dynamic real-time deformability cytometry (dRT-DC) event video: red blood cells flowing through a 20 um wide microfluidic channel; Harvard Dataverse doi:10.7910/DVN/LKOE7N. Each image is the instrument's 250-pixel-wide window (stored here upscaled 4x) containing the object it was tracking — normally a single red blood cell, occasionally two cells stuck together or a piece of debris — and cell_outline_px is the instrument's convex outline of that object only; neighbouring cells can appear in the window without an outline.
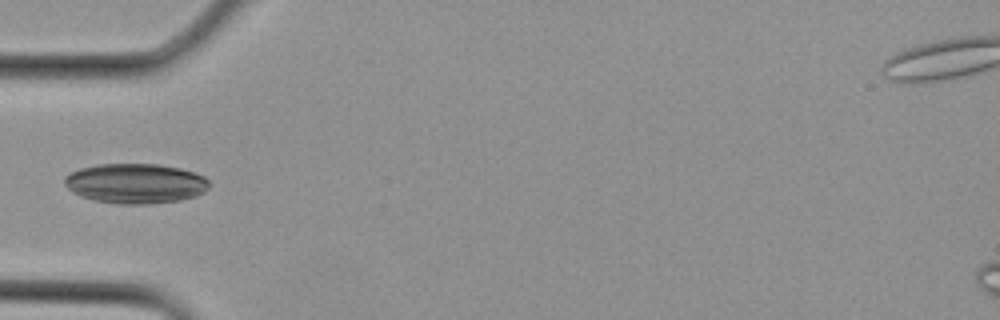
{"species": "Egyptian fruit bat (a non-hibernating species)", "species_latin": "Rousettus aegyptiacus", "temperature_condition": "cold", "stored_images_in_passage": 2, "camera_frame_rate_fps": 3000, "um_per_image_px": 0.085, "animal": {"sex": "female"}, "frame": {"image": 1, "passage_image": 2, "time_ms": 0.333, "image_size_px": [1000, 320], "cell_outline_px": [[208, 188], [204, 192], [196, 196], [180, 200], [148, 204], [116, 204], [96, 200], [80, 196], [72, 192], [64, 184], [64, 176], [80, 168], [96, 164], [160, 164], [180, 168], [196, 172], [204, 176], [208, 180]], "centroid_in_image_um": [11.52, 15.59], "position_along_channel_um": 73.5, "area_um2": 33.87}}